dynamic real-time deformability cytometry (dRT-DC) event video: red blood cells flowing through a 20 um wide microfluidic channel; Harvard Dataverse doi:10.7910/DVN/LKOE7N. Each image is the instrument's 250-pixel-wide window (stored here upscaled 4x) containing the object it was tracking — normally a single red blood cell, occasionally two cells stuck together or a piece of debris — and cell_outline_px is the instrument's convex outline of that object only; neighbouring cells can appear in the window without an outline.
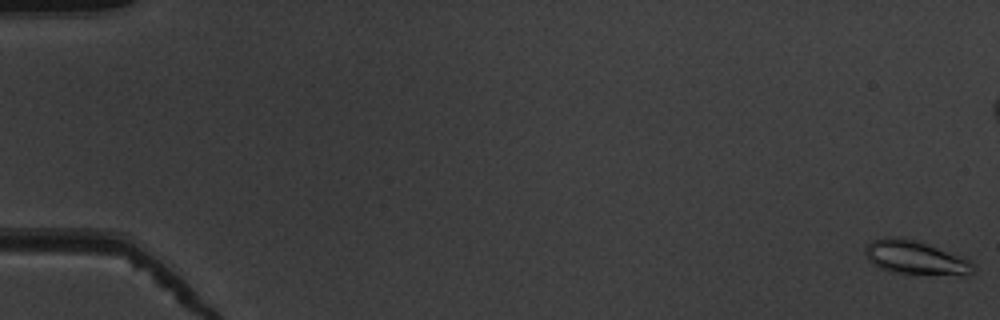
{"species": "common noctule bat (a hibernating species)", "species_latin": "Nyctalus noctula", "temperature_condition": "warm", "stored_images_in_passage": 55, "camera_frame_rate_fps": 3000, "um_per_image_px": 0.085, "animal": {"sex": "male", "body_mass_g": 19.5, "forearm_length_mm": 54.6}, "frame": {"image": 1, "passage_image": 1, "time_ms": 0.0, "image_size_px": [1000, 320], "cell_outline_px": [[976, 268], [968, 276], [964, 276], [892, 272], [880, 268], [868, 260], [864, 252], [868, 244], [872, 240], [892, 236], [904, 236], [916, 240], [972, 260]], "centroid_in_image_um": [77.86, 21.9], "position_along_channel_um": 7.1, "area_um2": 21.5}}
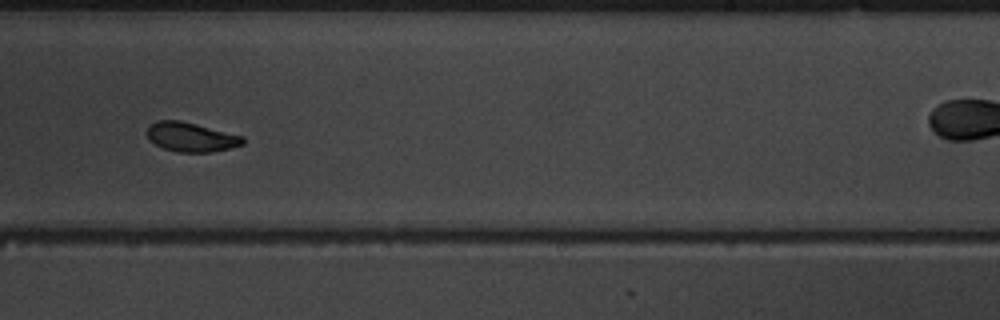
{"frame": {"image": 2, "passage_image": 35, "time_ms": 11.333, "image_size_px": [1000, 320], "cell_outline_px": [[244, 144], [212, 152], [176, 152], [164, 148], [148, 140], [148, 124], [156, 120], [180, 120], [244, 136]], "centroid_in_image_um": [16.22, 11.64], "position_along_channel_um": 272.8, "area_um2": 16.36}}
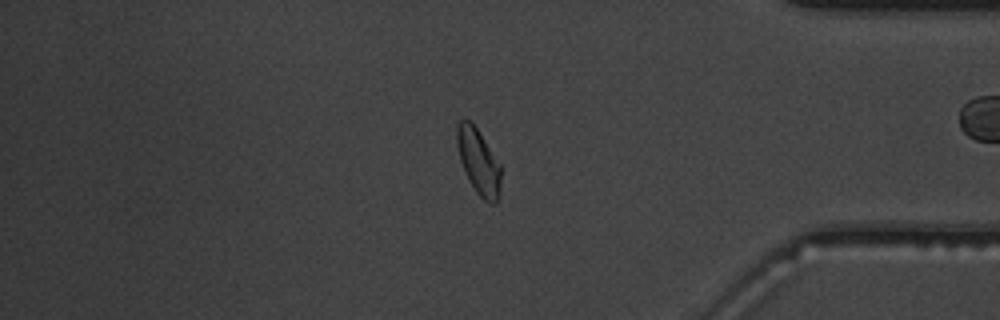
{"frame": {"image": 3, "passage_image": 46, "time_ms": 15.0, "image_size_px": [1000, 320], "cell_outline_px": [[500, 192], [496, 200], [492, 204], [488, 204], [476, 192], [464, 172], [460, 160], [456, 144], [456, 128], [460, 120], [468, 120], [476, 128], [500, 164]], "centroid_in_image_um": [40.65, 13.76], "position_along_channel_um": 394.5, "area_um2": 16.53}, "authors_computed_cell_mechanics": {"area_um2": 16.9354, "velocity_mm_per_s": 3.902, "shape_relaxation_time_tau1_ms": 4.8846, "shape_relaxation_time_tau2_ms": 2.8632, "deformation_change_tau1": 0.1667, "deformation_change_tau2": 0.0724}}